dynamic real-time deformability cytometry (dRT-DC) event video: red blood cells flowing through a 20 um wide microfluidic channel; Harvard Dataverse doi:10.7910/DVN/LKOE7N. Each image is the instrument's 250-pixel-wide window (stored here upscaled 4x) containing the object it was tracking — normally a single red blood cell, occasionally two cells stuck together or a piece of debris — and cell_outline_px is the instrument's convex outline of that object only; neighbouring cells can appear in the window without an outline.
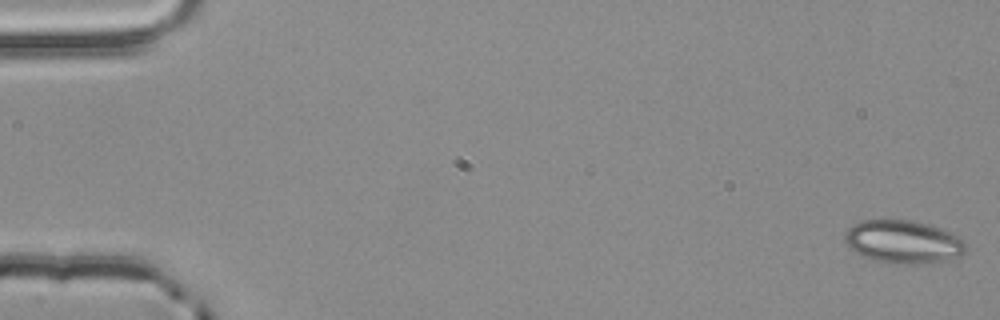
{"species": "common noctule bat (a hibernating species)", "species_latin": "Nyctalus noctula", "temperature_condition": "room temperature", "stored_images_in_passage": 31, "camera_frame_rate_fps": 3000, "um_per_image_px": 0.085, "animal": {"sex": "male", "body_mass_g": 20.4}, "frame": {"image": 1, "passage_image": 1, "time_ms": 0.0, "image_size_px": [1000, 320], "cell_outline_px": [[964, 252], [956, 256], [924, 264], [892, 264], [872, 260], [848, 248], [844, 240], [844, 232], [852, 224], [864, 220], [908, 220], [928, 224], [948, 232], [964, 240]], "centroid_in_image_um": [76.67, 20.56], "position_along_channel_um": 8.3, "area_um2": 30.11}}
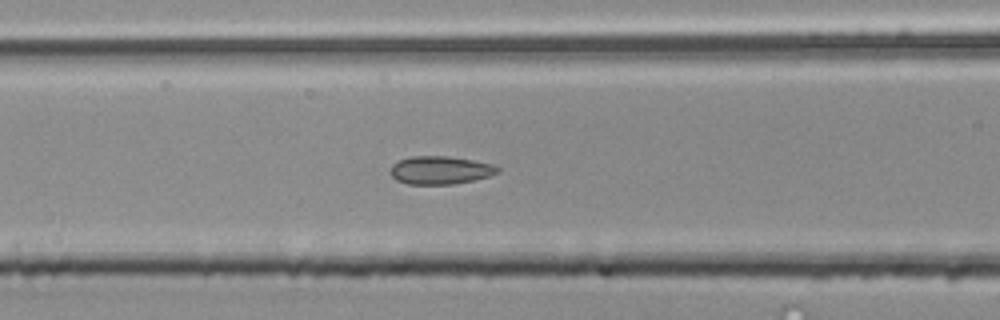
{"frame": {"image": 2, "passage_image": 23, "time_ms": 7.333, "image_size_px": [1000, 320], "cell_outline_px": [[500, 172], [488, 176], [456, 184], [408, 184], [396, 180], [388, 172], [392, 164], [400, 160], [412, 156], [448, 156], [472, 160], [492, 164], [500, 168]], "centroid_in_image_um": [37.4, 14.46], "position_along_channel_um": 129.2, "area_um2": 17.57}}
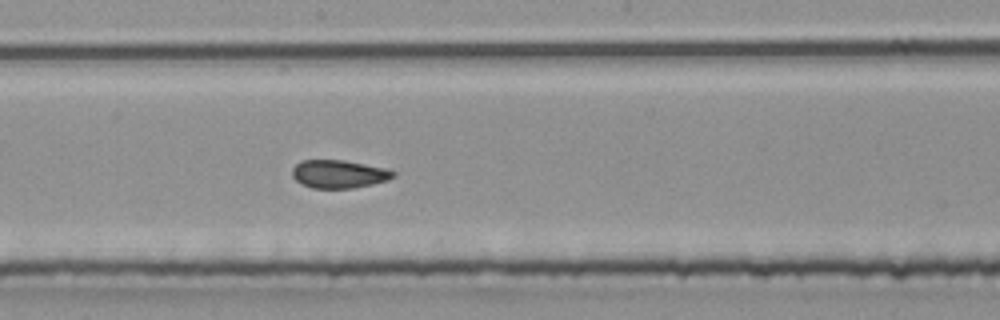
{"frame": {"image": 3, "passage_image": 30, "time_ms": 9.667, "image_size_px": [1000, 320], "cell_outline_px": [[396, 176], [388, 180], [372, 184], [352, 188], [312, 188], [300, 184], [292, 176], [292, 168], [300, 160], [344, 160], [384, 168], [396, 172]], "centroid_in_image_um": [28.78, 14.79], "position_along_channel_um": 219.4, "area_um2": 16.59}}